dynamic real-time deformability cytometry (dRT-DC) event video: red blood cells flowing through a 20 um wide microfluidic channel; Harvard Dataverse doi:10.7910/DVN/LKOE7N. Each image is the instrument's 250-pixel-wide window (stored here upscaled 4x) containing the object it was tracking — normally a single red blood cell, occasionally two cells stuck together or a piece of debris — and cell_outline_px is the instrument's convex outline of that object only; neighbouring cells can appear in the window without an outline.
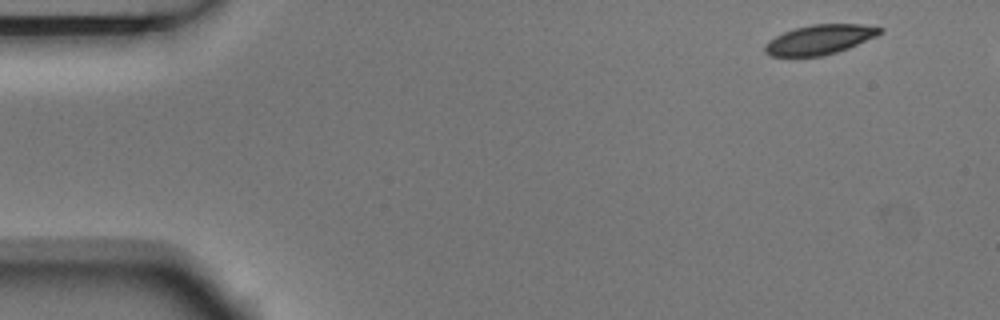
{"species": "Egyptian fruit bat (a non-hibernating species)", "species_latin": "Rousettus aegyptiacus", "temperature_condition": "room temperature", "stored_images_in_passage": 10, "camera_frame_rate_fps": 3000, "um_per_image_px": 0.085, "animal": {"sex": "male"}, "frame": {"image": 1, "passage_image": 1, "time_ms": 0.0, "image_size_px": [1000, 320], "cell_outline_px": [[884, 28], [876, 36], [848, 48], [836, 52], [820, 56], [772, 56], [764, 52], [764, 44], [768, 40], [784, 32], [796, 28], [812, 24], [860, 24]], "centroid_in_image_um": [69.64, 3.36], "position_along_channel_um": 15.4, "area_um2": 19.65}}
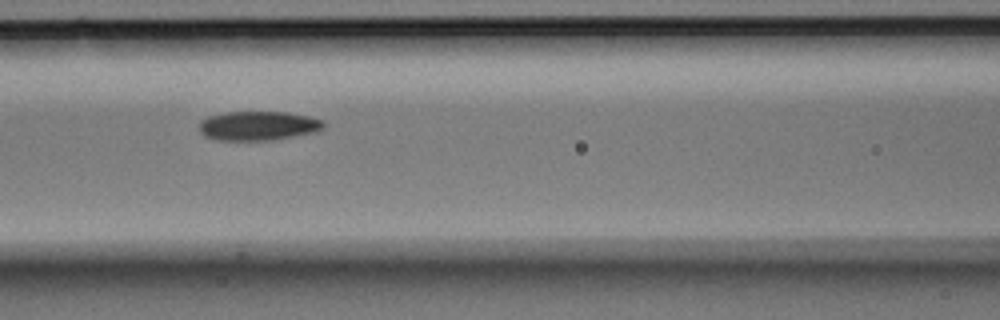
{"frame": {"image": 2, "passage_image": 6, "time_ms": 1.667, "image_size_px": [1000, 320], "cell_outline_px": [[324, 128], [316, 132], [272, 140], [216, 140], [204, 136], [200, 132], [200, 120], [208, 116], [224, 112], [288, 112], [308, 116], [324, 120]], "centroid_in_image_um": [21.94, 10.69], "position_along_channel_um": 144.7, "area_um2": 21.33}}
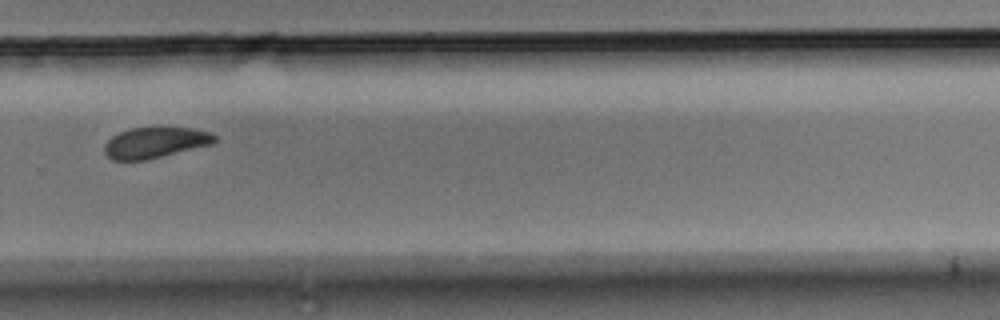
{"frame": {"image": 3, "passage_image": 10, "time_ms": 3.0, "image_size_px": [1000, 320], "cell_outline_px": [[216, 140], [212, 144], [148, 160], [112, 160], [104, 152], [104, 144], [112, 136], [120, 132], [132, 128], [192, 128], [212, 132], [216, 136]], "centroid_in_image_um": [13.2, 12.13], "position_along_channel_um": 316.6, "area_um2": 19.77}}